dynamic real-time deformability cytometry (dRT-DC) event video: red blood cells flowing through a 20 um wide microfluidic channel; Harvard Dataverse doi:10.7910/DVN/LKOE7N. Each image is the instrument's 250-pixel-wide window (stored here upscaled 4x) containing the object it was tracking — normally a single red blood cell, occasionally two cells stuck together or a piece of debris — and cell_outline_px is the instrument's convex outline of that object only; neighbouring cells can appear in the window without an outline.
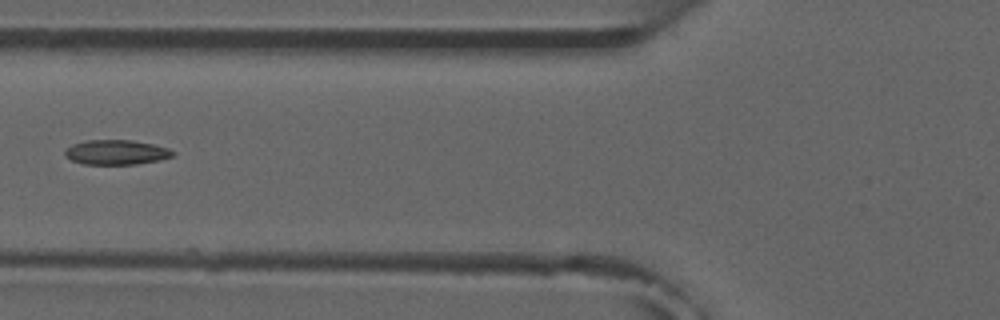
{"species": "common noctule bat (a hibernating species)", "species_latin": "Nyctalus noctula", "temperature_condition": "room temperature", "stored_images_in_passage": 8, "camera_frame_rate_fps": 3000, "um_per_image_px": 0.085, "animal": {"sex": "male", "forearm_length_mm": 52.5}, "frame": {"image": 1, "passage_image": 6, "time_ms": 6.0, "image_size_px": [1000, 320], "cell_outline_px": [[176, 152], [172, 156], [156, 160], [136, 164], [84, 164], [72, 160], [64, 156], [64, 152], [72, 144], [88, 140], [132, 140], [152, 144], [168, 148]], "centroid_in_image_um": [9.86, 12.94], "position_along_channel_um": 115.9, "area_um2": 15.37}}
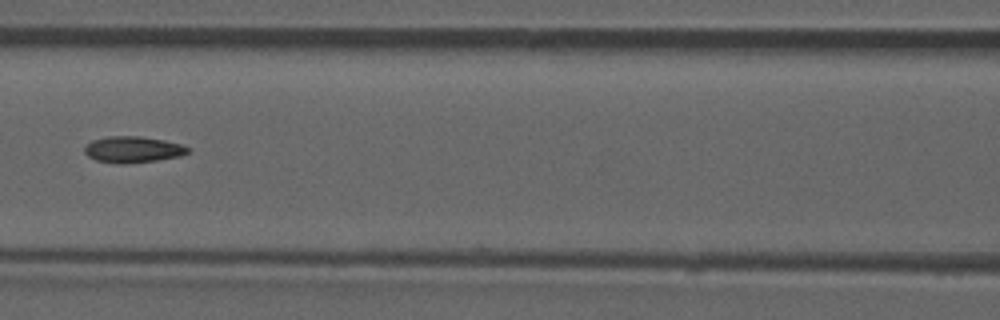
{"frame": {"image": 2, "passage_image": 7, "time_ms": 7.0, "image_size_px": [1000, 320], "cell_outline_px": [[192, 148], [188, 152], [180, 156], [156, 160], [124, 164], [116, 164], [96, 160], [88, 156], [84, 152], [84, 148], [92, 140], [108, 136], [140, 136], [164, 140], [180, 144]], "centroid_in_image_um": [11.29, 12.71], "position_along_channel_um": 155.3, "area_um2": 15.84}}